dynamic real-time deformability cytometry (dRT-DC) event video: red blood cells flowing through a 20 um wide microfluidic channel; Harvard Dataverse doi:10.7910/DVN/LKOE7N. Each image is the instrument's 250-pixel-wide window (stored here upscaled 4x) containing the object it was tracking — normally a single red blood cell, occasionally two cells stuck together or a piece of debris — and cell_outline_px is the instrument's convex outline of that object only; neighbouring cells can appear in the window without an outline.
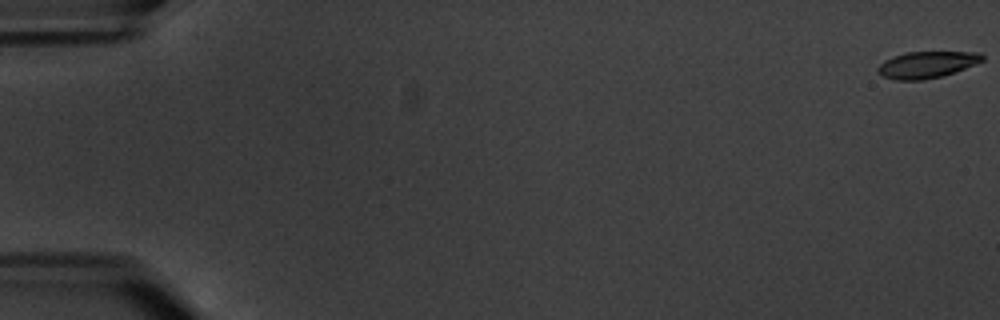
{"species": "common noctule bat (a hibernating species)", "species_latin": "Nyctalus noctula", "temperature_condition": "warm", "stored_images_in_passage": 6, "camera_frame_rate_fps": 3000, "um_per_image_px": 0.085, "animal": {"sex": "male", "body_mass_g": 20.1, "forearm_length_mm": 53.5}, "frame": {"image": 1, "passage_image": 1, "time_ms": 0.0, "image_size_px": [1000, 320], "cell_outline_px": [[984, 60], [944, 76], [924, 80], [896, 80], [884, 76], [876, 72], [876, 68], [884, 60], [892, 56], [908, 52], [980, 52], [984, 56]], "centroid_in_image_um": [78.75, 5.5], "position_along_channel_um": 6.2, "area_um2": 16.24}}
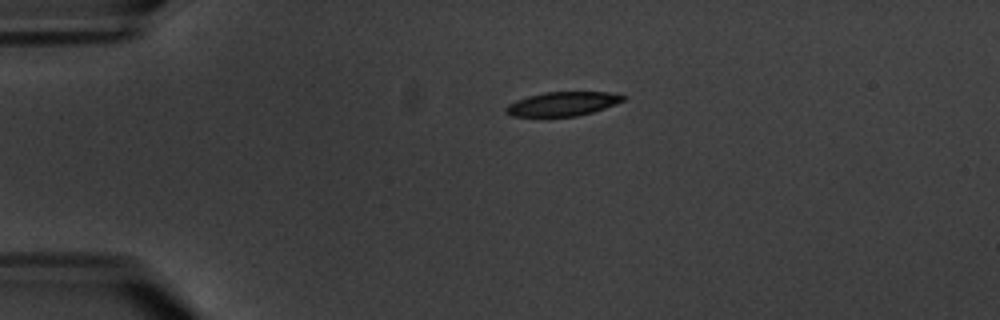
{"frame": {"image": 2, "passage_image": 5, "time_ms": 4.667, "image_size_px": [1000, 320], "cell_outline_px": [[628, 96], [624, 100], [616, 104], [592, 112], [576, 116], [512, 116], [504, 112], [504, 108], [508, 104], [516, 100], [528, 96], [544, 92], [608, 92]], "centroid_in_image_um": [47.81, 8.82], "position_along_channel_um": 37.2, "area_um2": 16.42}}